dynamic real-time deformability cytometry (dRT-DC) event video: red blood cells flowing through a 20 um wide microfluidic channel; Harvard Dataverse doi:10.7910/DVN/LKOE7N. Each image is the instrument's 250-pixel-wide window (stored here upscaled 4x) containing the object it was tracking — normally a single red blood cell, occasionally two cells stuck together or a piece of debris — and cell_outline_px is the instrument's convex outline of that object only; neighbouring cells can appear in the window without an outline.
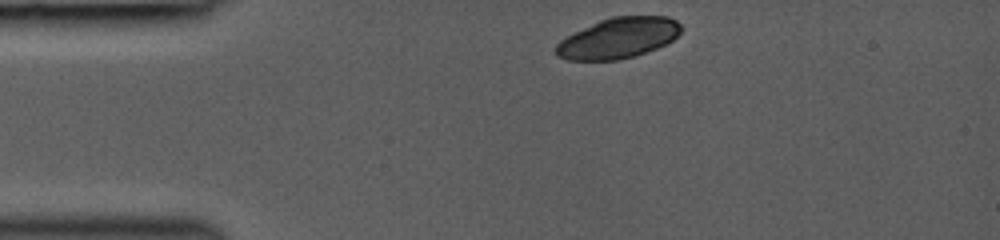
{"species": "common noctule bat (a hibernating species)", "species_latin": "Nyctalus noctula", "temperature_condition": "room temperature", "stored_images_in_passage": 8, "camera_frame_rate_fps": 3000, "um_per_image_px": 0.085, "animal": {"sex": "female", "body_mass_g": 19.0, "forearm_length_mm": 53.3}, "frame": {"image": 1, "passage_image": 1, "time_ms": 0.0, "image_size_px": [1000, 240], "cell_outline_px": [[684, 28], [668, 44], [636, 56], [616, 60], [568, 60], [556, 56], [552, 52], [552, 48], [560, 40], [600, 20], [612, 16], [668, 16], [676, 20]], "centroid_in_image_um": [52.56, 3.25], "position_along_channel_um": 32.4, "area_um2": 29.82}}